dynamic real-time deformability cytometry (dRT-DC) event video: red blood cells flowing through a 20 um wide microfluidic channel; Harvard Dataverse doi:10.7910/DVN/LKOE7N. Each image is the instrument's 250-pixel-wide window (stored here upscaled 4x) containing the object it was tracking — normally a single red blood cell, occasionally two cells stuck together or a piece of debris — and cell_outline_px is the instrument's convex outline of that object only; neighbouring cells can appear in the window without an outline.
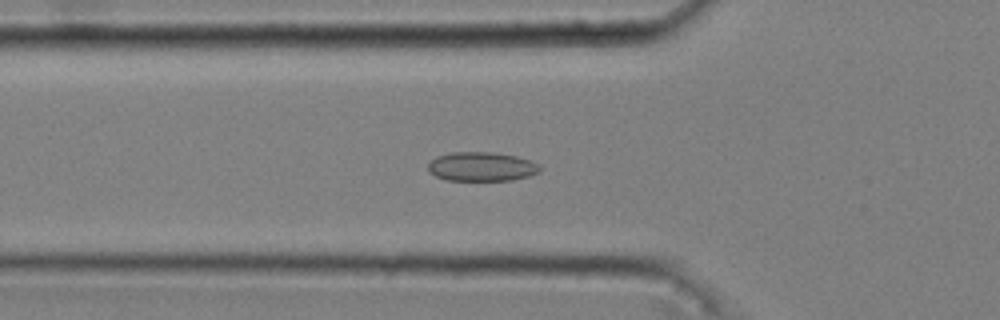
{"species": "common noctule bat (a hibernating species)", "species_latin": "Nyctalus noctula", "temperature_condition": "cold", "stored_images_in_passage": 53, "camera_frame_rate_fps": 3000, "um_per_image_px": 0.085, "animal": {"sex": "male", "body_mass_g": 20.4}, "frame": {"image": 1, "passage_image": 19, "time_ms": 6.0, "image_size_px": [1000, 320], "cell_outline_px": [[540, 172], [528, 176], [512, 180], [448, 180], [436, 176], [428, 172], [428, 164], [436, 156], [452, 152], [492, 152], [516, 156], [532, 160], [540, 164]], "centroid_in_image_um": [40.95, 14.15], "position_along_channel_um": 84.8, "area_um2": 19.07}}
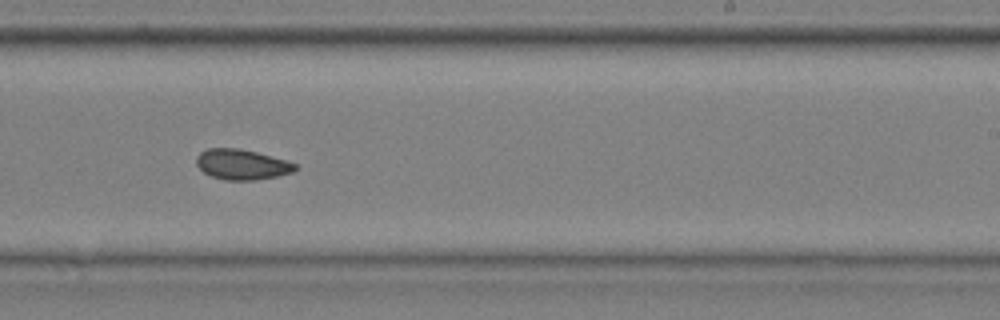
{"frame": {"image": 2, "passage_image": 34, "time_ms": 11.0, "image_size_px": [1000, 320], "cell_outline_px": [[300, 168], [292, 172], [276, 176], [256, 180], [224, 180], [212, 176], [204, 172], [196, 164], [196, 156], [200, 152], [208, 148], [240, 148], [288, 160], [296, 164]], "centroid_in_image_um": [20.58, 13.97], "position_along_channel_um": 268.4, "area_um2": 17.57}}
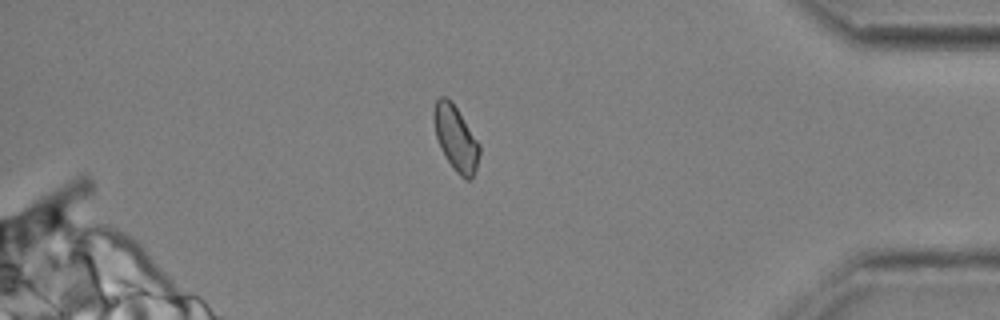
{"frame": {"image": 3, "passage_image": 47, "time_ms": 15.333, "image_size_px": [1000, 320], "cell_outline_px": [[480, 152], [476, 168], [472, 176], [468, 180], [464, 180], [452, 168], [444, 156], [440, 148], [436, 136], [432, 120], [432, 112], [436, 100], [440, 96], [444, 96], [452, 100], [480, 144]], "centroid_in_image_um": [38.71, 11.73], "position_along_channel_um": 396.5, "area_um2": 17.57}, "authors_computed_cell_mechanics": {"area_um2": 17.8024, "velocity_mm_per_s": 3.6651, "shape_relaxation_time_tau1_ms": null, "shape_relaxation_time_tau2_ms": 2.5938, "deformation_change_tau1": null, "deformation_change_tau2": 0.071}}